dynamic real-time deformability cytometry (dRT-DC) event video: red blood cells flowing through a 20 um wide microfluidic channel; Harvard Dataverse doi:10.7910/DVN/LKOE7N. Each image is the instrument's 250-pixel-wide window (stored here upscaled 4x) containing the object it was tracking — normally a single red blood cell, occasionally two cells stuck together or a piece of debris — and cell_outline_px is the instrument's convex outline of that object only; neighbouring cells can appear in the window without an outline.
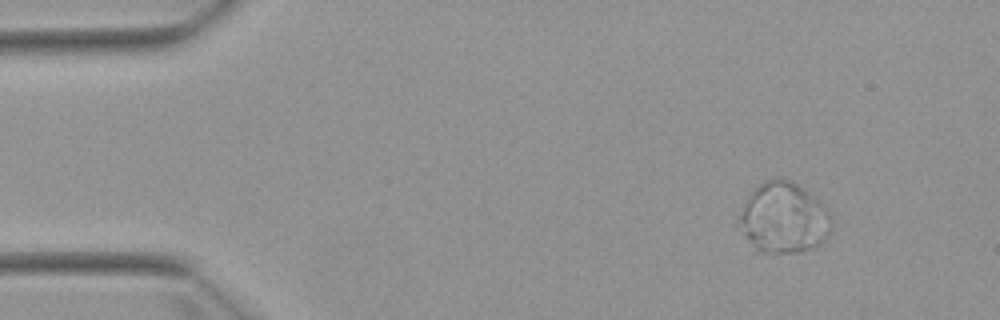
{"species": "Egyptian fruit bat (a non-hibernating species)", "species_latin": "Rousettus aegyptiacus", "temperature_condition": "warm", "stored_images_in_passage": 6, "camera_frame_rate_fps": 3000, "um_per_image_px": 0.085, "animal": {"sex": "female"}, "frame": {"image": 1, "passage_image": 1, "time_ms": 0.0, "image_size_px": [1000, 320], "cell_outline_px": [[832, 224], [824, 236], [812, 248], [800, 252], [756, 252], [736, 228], [736, 224], [744, 204], [752, 192], [760, 184], [768, 180], [784, 180], [796, 184], [828, 208]], "centroid_in_image_um": [66.53, 18.57], "position_along_channel_um": 18.5, "area_um2": 37.4}}
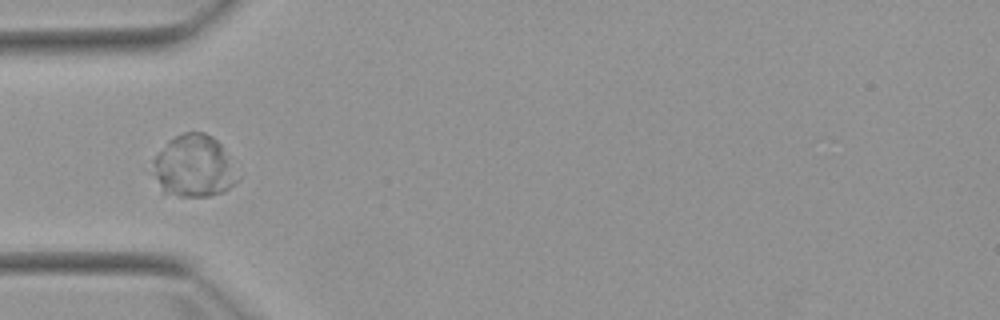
{"frame": {"image": 2, "passage_image": 4, "time_ms": 3.667, "image_size_px": [1000, 320], "cell_outline_px": [[240, 180], [224, 192], [208, 196], [180, 196], [164, 192], [156, 176], [152, 160], [168, 140], [184, 132], [204, 132], [212, 136], [220, 144], [240, 176]], "centroid_in_image_um": [16.52, 14.12], "position_along_channel_um": 68.5, "area_um2": 30.4}}
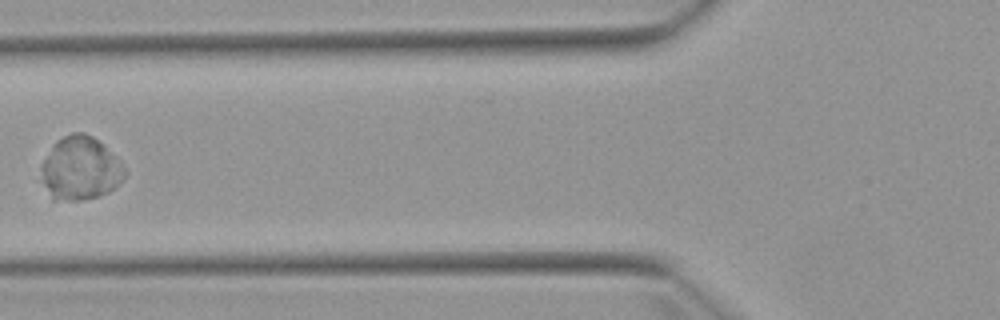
{"frame": {"image": 3, "passage_image": 5, "time_ms": 5.0, "image_size_px": [1000, 320], "cell_outline_px": [[128, 172], [108, 192], [100, 196], [80, 200], [52, 200], [40, 180], [40, 168], [52, 144], [56, 140], [72, 132], [84, 132], [92, 136], [104, 144], [116, 156]], "centroid_in_image_um": [6.79, 14.31], "position_along_channel_um": 119.0, "area_um2": 31.15}}